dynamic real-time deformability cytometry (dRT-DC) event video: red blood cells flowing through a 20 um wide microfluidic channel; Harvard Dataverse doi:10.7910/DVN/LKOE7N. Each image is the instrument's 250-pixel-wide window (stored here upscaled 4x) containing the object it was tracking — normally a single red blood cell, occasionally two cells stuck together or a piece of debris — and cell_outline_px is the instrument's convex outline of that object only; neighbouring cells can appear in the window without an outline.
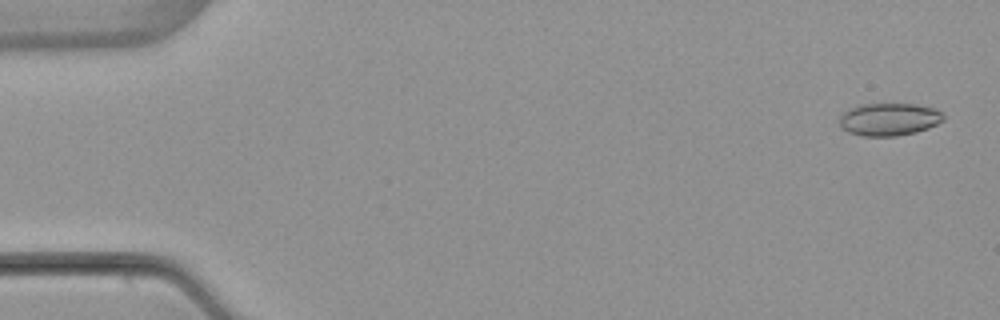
{"species": "common noctule bat (a hibernating species)", "species_latin": "Nyctalus noctula", "temperature_condition": "warm", "stored_images_in_passage": 4, "camera_frame_rate_fps": 3000, "um_per_image_px": 0.085, "animal": {"sex": "female", "body_mass_g": 22.7, "forearm_length_mm": 54.2}, "frame": {"image": 1, "passage_image": 1, "time_ms": 0.0, "image_size_px": [1000, 320], "cell_outline_px": [[944, 120], [928, 128], [916, 132], [896, 136], [864, 136], [848, 132], [840, 128], [840, 116], [848, 108], [856, 104], [916, 104], [936, 108], [944, 116]], "centroid_in_image_um": [75.55, 10.13], "position_along_channel_um": 9.5, "area_um2": 19.94}}
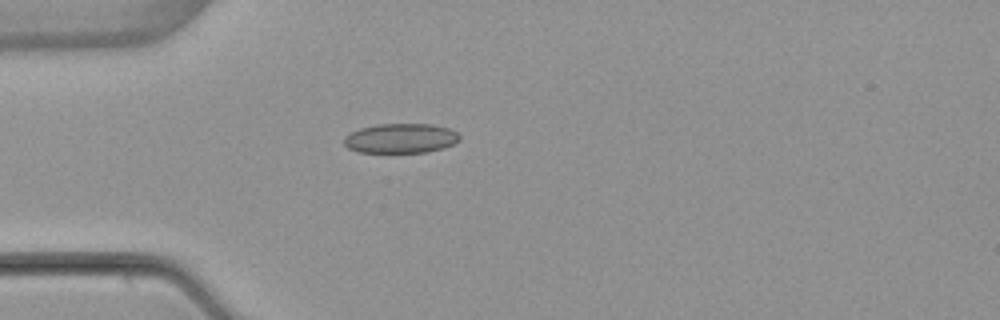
{"frame": {"image": 2, "passage_image": 4, "time_ms": 4.333, "image_size_px": [1000, 320], "cell_outline_px": [[460, 140], [444, 148], [428, 152], [356, 152], [348, 148], [344, 144], [344, 136], [360, 128], [376, 124], [432, 124], [448, 128], [456, 132], [460, 136]], "centroid_in_image_um": [34.05, 11.76], "position_along_channel_um": 50.9, "area_um2": 20.0}}